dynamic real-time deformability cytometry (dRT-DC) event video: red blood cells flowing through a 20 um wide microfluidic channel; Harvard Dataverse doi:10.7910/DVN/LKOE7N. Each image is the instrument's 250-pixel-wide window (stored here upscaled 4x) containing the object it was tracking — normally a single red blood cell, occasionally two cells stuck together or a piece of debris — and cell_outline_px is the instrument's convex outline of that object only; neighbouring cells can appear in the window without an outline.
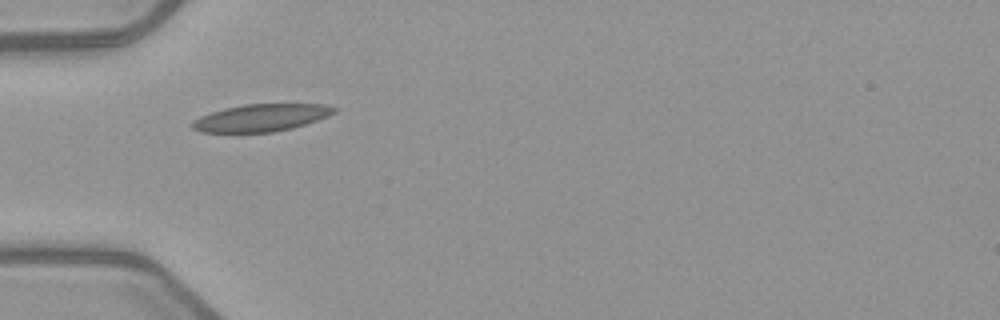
{"species": "common noctule bat (a hibernating species)", "species_latin": "Nyctalus noctula", "temperature_condition": "warm", "stored_images_in_passage": 2, "camera_frame_rate_fps": 3000, "um_per_image_px": 0.085, "animal": {"sex": "female", "body_mass_g": 21.9}, "frame": {"image": 1, "passage_image": 1, "time_ms": 0.0, "image_size_px": [1000, 320], "cell_outline_px": [[336, 112], [328, 116], [292, 128], [272, 132], [200, 132], [192, 128], [192, 120], [200, 116], [224, 108], [244, 104], [324, 104], [336, 108]], "centroid_in_image_um": [22.17, 10.0], "position_along_channel_um": 62.8, "area_um2": 22.43}}
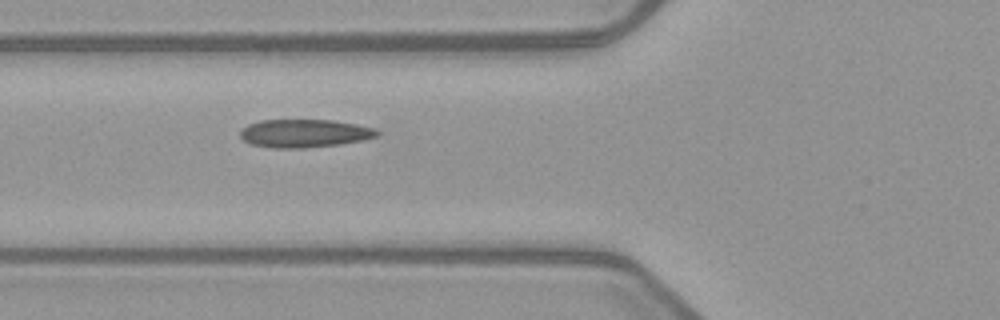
{"frame": {"image": 2, "passage_image": 2, "time_ms": 1.0, "image_size_px": [1000, 320], "cell_outline_px": [[380, 132], [376, 136], [364, 140], [340, 144], [304, 148], [272, 148], [252, 144], [244, 140], [240, 136], [240, 132], [248, 124], [260, 120], [332, 120], [356, 124], [376, 128]], "centroid_in_image_um": [25.9, 11.33], "position_along_channel_um": 99.9, "area_um2": 22.43}}